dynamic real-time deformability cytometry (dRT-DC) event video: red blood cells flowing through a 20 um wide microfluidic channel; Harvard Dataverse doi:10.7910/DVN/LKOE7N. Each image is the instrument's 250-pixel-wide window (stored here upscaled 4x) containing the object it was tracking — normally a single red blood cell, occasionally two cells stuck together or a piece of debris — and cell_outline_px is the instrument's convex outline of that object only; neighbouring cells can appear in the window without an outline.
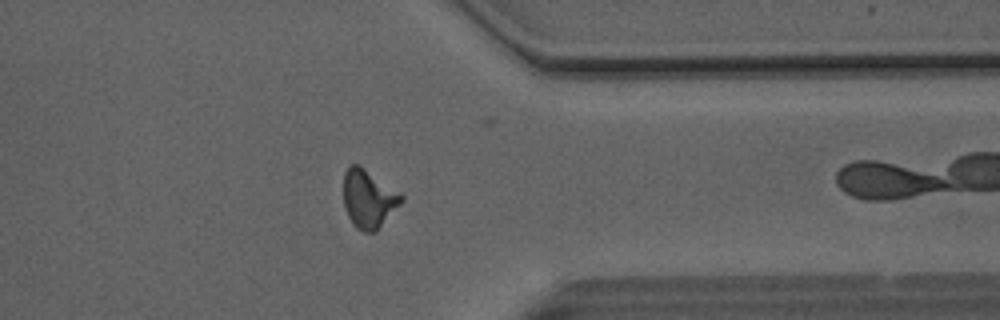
{"species": "Egyptian fruit bat (a non-hibernating species)", "species_latin": "Rousettus aegyptiacus", "temperature_condition": "room temperature", "stored_images_in_passage": 41, "camera_frame_rate_fps": 3000, "um_per_image_px": 0.085, "animal": {"sex": "male"}, "frame": {"image": 1, "passage_image": 30, "time_ms": 9.667, "image_size_px": [1000, 320], "cell_outline_px": [[404, 200], [376, 232], [364, 232], [356, 228], [352, 224], [348, 216], [344, 204], [344, 172], [348, 164], [360, 164], [400, 192], [404, 196]], "centroid_in_image_um": [31.33, 16.88], "position_along_channel_um": 380.1, "area_um2": 19.94}, "authors_computed_cell_mechanics": {"area_um2": 18.785, "velocity_mm_per_s": 4.1257, "shape_relaxation_time_tau1_ms": null, "shape_relaxation_time_tau2_ms": 2.1577, "deformation_change_tau1": null, "deformation_change_tau2": 0.1093}}